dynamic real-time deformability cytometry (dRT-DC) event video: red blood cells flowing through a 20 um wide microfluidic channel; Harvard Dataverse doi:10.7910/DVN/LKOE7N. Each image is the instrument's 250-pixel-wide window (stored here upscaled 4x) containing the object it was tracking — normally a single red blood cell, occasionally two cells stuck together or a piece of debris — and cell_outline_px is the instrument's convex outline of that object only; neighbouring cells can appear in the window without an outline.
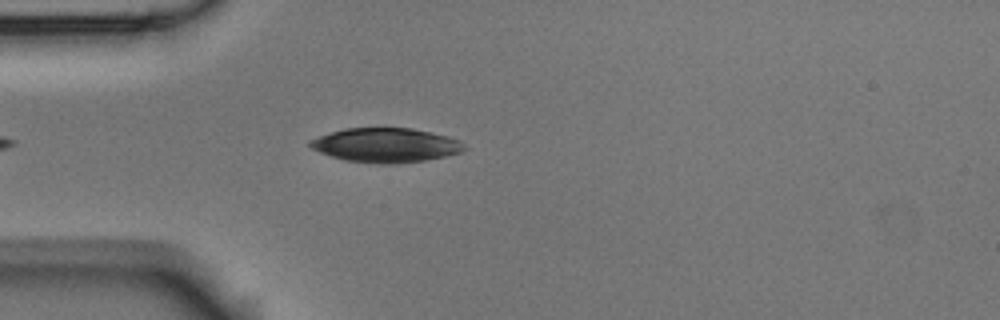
{"species": "Egyptian fruit bat (a non-hibernating species)", "species_latin": "Rousettus aegyptiacus", "temperature_condition": "room temperature", "stored_images_in_passage": 4, "camera_frame_rate_fps": 3000, "um_per_image_px": 0.085, "animal": {"sex": "male"}, "frame": {"image": 1, "passage_image": 4, "time_ms": 3.333, "image_size_px": [1000, 320], "cell_outline_px": [[468, 148], [460, 152], [444, 156], [424, 160], [396, 164], [380, 164], [344, 160], [320, 152], [312, 148], [308, 144], [308, 140], [344, 128], [412, 128], [448, 136], [460, 140]], "centroid_in_image_um": [32.8, 12.34], "position_along_channel_um": 52.2, "area_um2": 30.75}}